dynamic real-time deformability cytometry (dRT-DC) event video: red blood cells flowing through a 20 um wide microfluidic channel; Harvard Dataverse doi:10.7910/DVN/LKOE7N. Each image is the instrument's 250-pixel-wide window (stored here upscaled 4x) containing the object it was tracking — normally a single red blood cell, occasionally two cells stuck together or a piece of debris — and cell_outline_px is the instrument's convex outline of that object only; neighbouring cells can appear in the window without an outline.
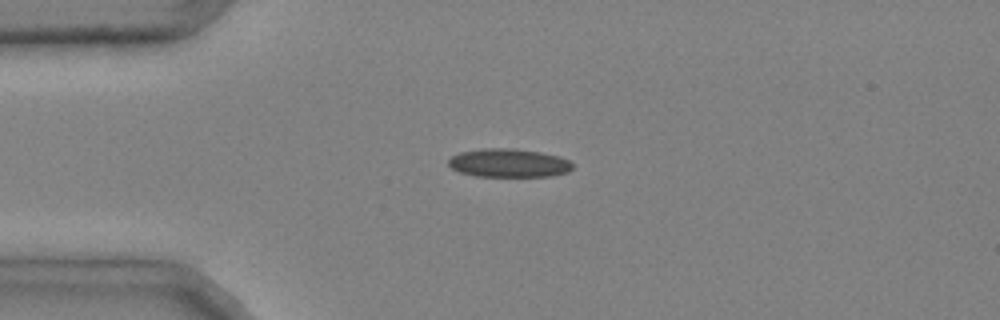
{"species": "common noctule bat (a hibernating species)", "species_latin": "Nyctalus noctula", "temperature_condition": "cold", "stored_images_in_passage": 37, "camera_frame_rate_fps": 3000, "um_per_image_px": 0.085, "animal": {"sex": "male", "body_mass_g": 20.4}, "frame": {"image": 1, "passage_image": 1, "time_ms": 0.0, "image_size_px": [1000, 320], "cell_outline_px": [[572, 168], [568, 172], [552, 176], [476, 176], [460, 172], [452, 168], [448, 164], [448, 160], [452, 156], [460, 152], [484, 148], [516, 148], [540, 152], [560, 156], [568, 160], [572, 164]], "centroid_in_image_um": [43.25, 13.85], "position_along_channel_um": 41.7, "area_um2": 20.63}}
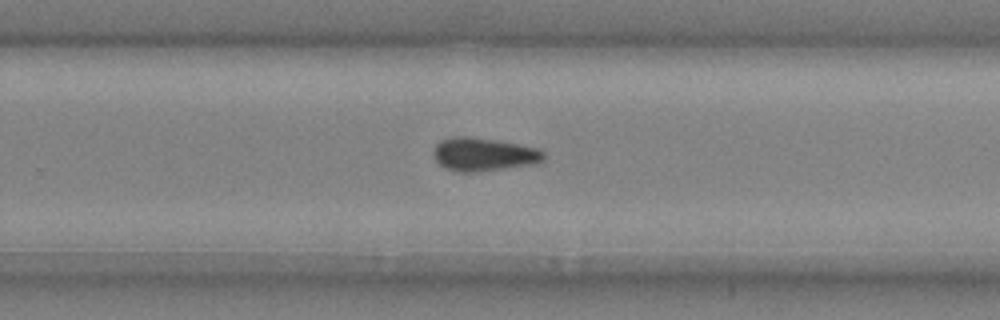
{"frame": {"image": 2, "passage_image": 21, "time_ms": 6.667, "image_size_px": [1000, 320], "cell_outline_px": [[544, 160], [536, 164], [480, 172], [456, 172], [440, 164], [432, 156], [432, 148], [440, 140], [452, 136], [468, 136], [496, 140], [536, 148], [544, 152]], "centroid_in_image_um": [41.07, 13.12], "position_along_channel_um": 288.7, "area_um2": 21.62}}
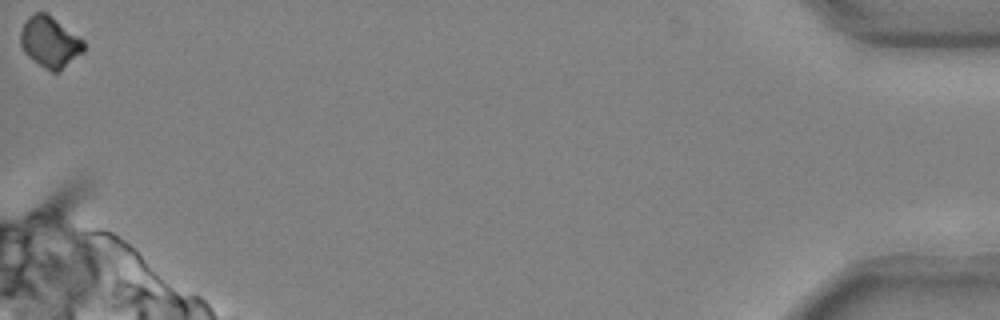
{"frame": {"image": 3, "passage_image": 37, "time_ms": 12.0, "image_size_px": [1000, 320], "cell_outline_px": [[84, 52], [60, 72], [52, 72], [44, 68], [28, 56], [24, 52], [20, 44], [20, 32], [28, 16], [36, 12], [48, 12], [84, 40]], "centroid_in_image_um": [4.26, 3.57], "position_along_channel_um": 430.9, "area_um2": 19.07}}